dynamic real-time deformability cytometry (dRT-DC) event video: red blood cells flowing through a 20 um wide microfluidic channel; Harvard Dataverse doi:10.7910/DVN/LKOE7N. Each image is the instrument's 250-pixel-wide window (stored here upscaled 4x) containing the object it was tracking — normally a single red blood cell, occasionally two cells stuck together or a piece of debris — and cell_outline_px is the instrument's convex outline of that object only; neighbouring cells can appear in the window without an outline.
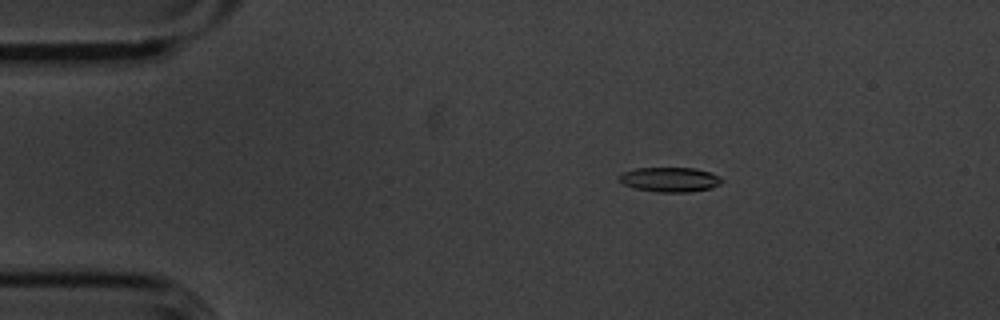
{"species": "common noctule bat (a hibernating species)", "species_latin": "Nyctalus noctula", "temperature_condition": "cold", "stored_images_in_passage": 56, "camera_frame_rate_fps": 3000, "um_per_image_px": 0.085, "animal": {"sex": "male", "body_mass_g": 20.1, "forearm_length_mm": 53.5}, "frame": {"image": 1, "passage_image": 10, "time_ms": 3.0, "image_size_px": [1000, 320], "cell_outline_px": [[724, 180], [720, 184], [712, 188], [688, 192], [656, 192], [632, 188], [616, 180], [616, 176], [624, 172], [636, 168], [696, 168], [720, 176]], "centroid_in_image_um": [56.9, 15.26], "position_along_channel_um": 28.1, "area_um2": 14.97}}
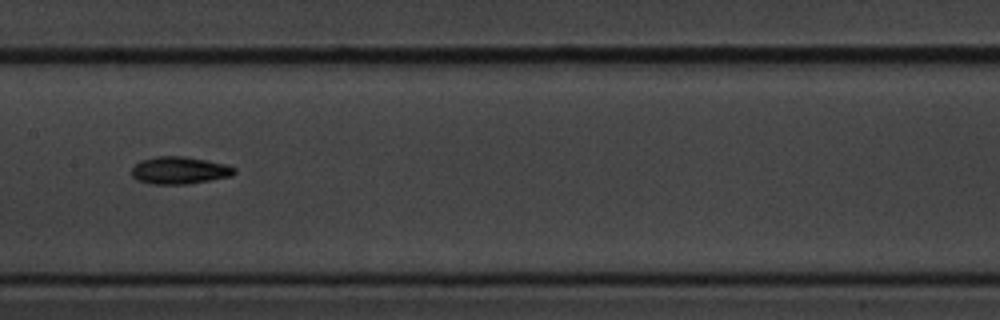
{"frame": {"image": 2, "passage_image": 28, "time_ms": 9.0, "image_size_px": [1000, 320], "cell_outline_px": [[236, 172], [232, 176], [188, 184], [152, 184], [136, 180], [132, 176], [132, 168], [140, 160], [156, 156], [184, 156], [224, 164], [236, 168]], "centroid_in_image_um": [15.24, 14.48], "position_along_channel_um": 192.2, "area_um2": 16.36}}
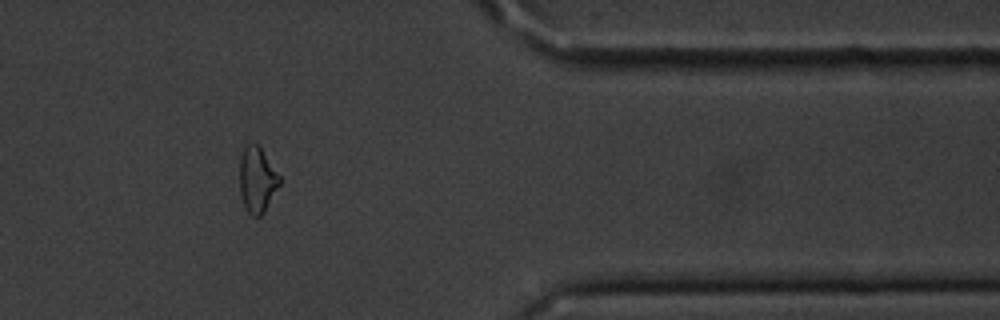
{"frame": {"image": 3, "passage_image": 46, "time_ms": 15.0, "image_size_px": [1000, 320], "cell_outline_px": [[280, 184], [264, 212], [260, 216], [252, 216], [244, 208], [240, 196], [240, 156], [244, 148], [252, 140], [260, 148], [280, 176]], "centroid_in_image_um": [21.83, 15.29], "position_along_channel_um": 389.6, "area_um2": 15.2}, "authors_computed_cell_mechanics": {"area_um2": 15.5193, "velocity_mm_per_s": 3.6352, "shape_relaxation_time_tau1_ms": 3.6281, "shape_relaxation_time_tau2_ms": null, "deformation_change_tau1": 0.103, "deformation_change_tau2": null}}